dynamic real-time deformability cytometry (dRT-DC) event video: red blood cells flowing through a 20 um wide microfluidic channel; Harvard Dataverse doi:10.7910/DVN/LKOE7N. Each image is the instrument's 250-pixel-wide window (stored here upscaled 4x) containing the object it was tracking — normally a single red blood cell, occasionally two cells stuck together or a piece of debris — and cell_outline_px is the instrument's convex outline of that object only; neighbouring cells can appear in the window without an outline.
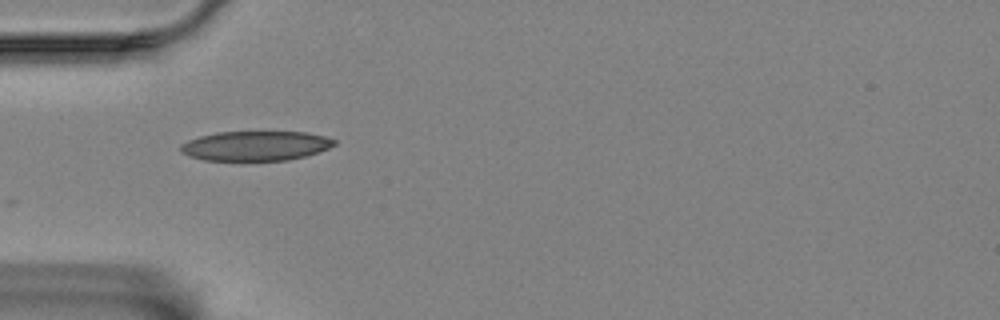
{"species": "Egyptian fruit bat (a non-hibernating species)", "species_latin": "Rousettus aegyptiacus", "temperature_condition": "room temperature", "stored_images_in_passage": 4, "camera_frame_rate_fps": 3000, "um_per_image_px": 0.085, "animal": {"sex": "female"}, "frame": {"image": 1, "passage_image": 1, "time_ms": 0.0, "image_size_px": [1000, 320], "cell_outline_px": [[336, 144], [328, 148], [304, 156], [288, 160], [240, 164], [204, 160], [188, 156], [180, 152], [180, 144], [188, 140], [200, 136], [216, 132], [304, 132], [324, 136], [336, 140]], "centroid_in_image_um": [21.64, 12.45], "position_along_channel_um": 63.4, "area_um2": 27.63}}
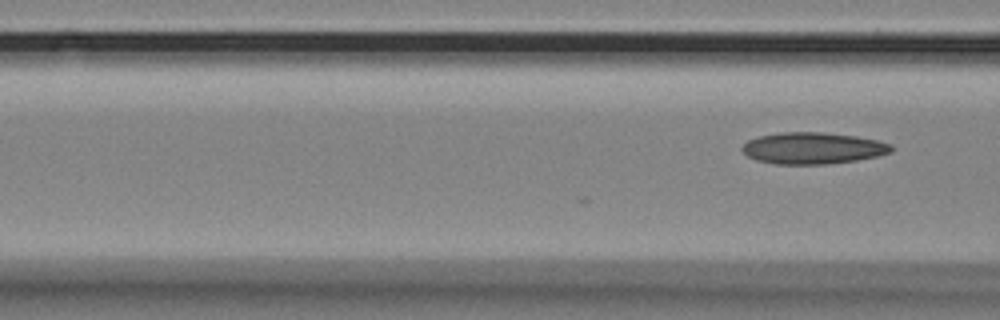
{"frame": {"image": 2, "passage_image": 4, "time_ms": 1.0, "image_size_px": [1000, 320], "cell_outline_px": [[892, 152], [876, 156], [856, 160], [828, 164], [776, 164], [756, 160], [748, 156], [740, 148], [748, 140], [760, 136], [780, 132], [824, 132], [856, 136], [876, 140], [892, 144]], "centroid_in_image_um": [69.09, 12.59], "position_along_channel_um": 97.5, "area_um2": 27.4}}